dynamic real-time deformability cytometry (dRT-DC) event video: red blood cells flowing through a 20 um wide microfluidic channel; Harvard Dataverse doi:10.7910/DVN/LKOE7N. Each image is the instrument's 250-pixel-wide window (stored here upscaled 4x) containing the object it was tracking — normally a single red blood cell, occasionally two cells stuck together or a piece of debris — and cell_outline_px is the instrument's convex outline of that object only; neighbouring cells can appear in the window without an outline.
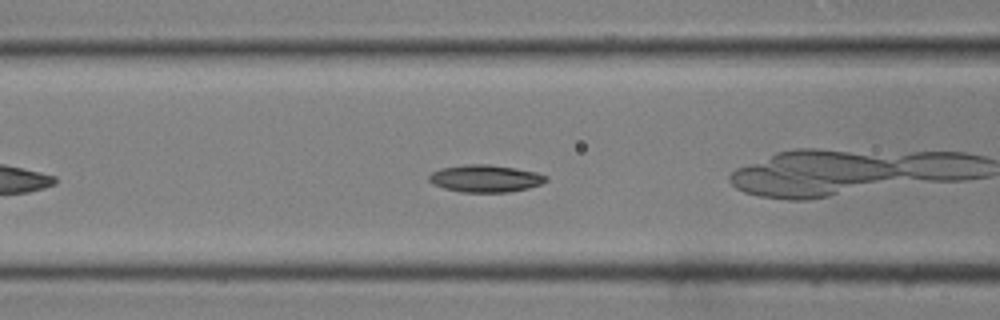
{"species": "common noctule bat (a hibernating species)", "species_latin": "Nyctalus noctula", "temperature_condition": "room temperature", "stored_images_in_passage": 31, "camera_frame_rate_fps": 3000, "um_per_image_px": 0.085, "animal": {"sex": "male", "body_mass_g": 19.0, "forearm_length_mm": 50.8}, "frame": {"image": 1, "passage_image": 5, "time_ms": 1.333, "image_size_px": [1000, 320], "cell_outline_px": [[548, 180], [540, 184], [528, 188], [508, 192], [460, 192], [444, 188], [432, 184], [428, 180], [428, 176], [432, 172], [440, 168], [468, 164], [488, 164], [516, 168], [536, 172], [548, 176]], "centroid_in_image_um": [41.24, 15.17], "position_along_channel_um": 125.4, "area_um2": 18.67}}